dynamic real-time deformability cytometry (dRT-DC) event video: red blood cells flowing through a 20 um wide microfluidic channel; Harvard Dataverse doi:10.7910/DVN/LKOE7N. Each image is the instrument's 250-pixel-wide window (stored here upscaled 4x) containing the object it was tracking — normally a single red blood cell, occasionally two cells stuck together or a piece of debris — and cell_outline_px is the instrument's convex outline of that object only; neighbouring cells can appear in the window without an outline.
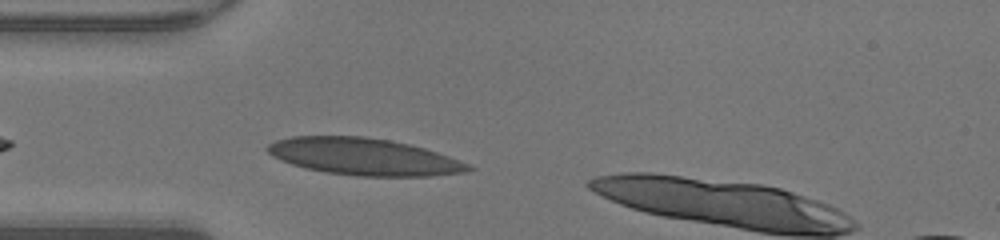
{"species": "human", "species_latin": "Homo sapiens", "temperature_condition": "warm", "stored_images_in_passage": 27, "camera_frame_rate_fps": 3000, "um_per_image_px": 0.085, "donor": {"sex": "male"}, "frame": {"image": 1, "passage_image": 2, "time_ms": 0.333, "image_size_px": [1000, 240], "cell_outline_px": [[476, 168], [468, 172], [432, 176], [356, 176], [324, 172], [304, 168], [280, 160], [272, 156], [264, 148], [268, 144], [276, 140], [292, 136], [364, 136], [388, 140], [408, 144], [424, 148], [460, 160]], "centroid_in_image_um": [30.92, 13.32], "position_along_channel_um": 54.1, "area_um2": 43.41}}
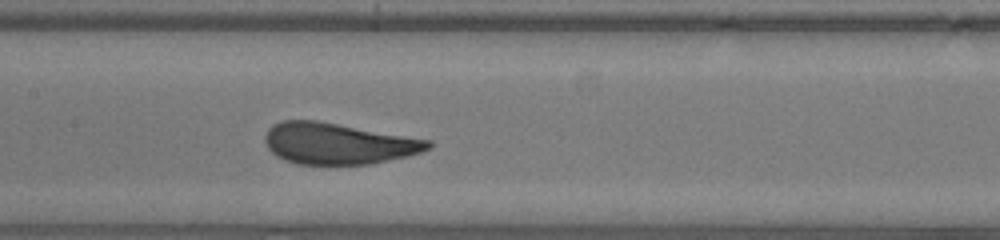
{"frame": {"image": 2, "passage_image": 11, "time_ms": 3.333, "image_size_px": [1000, 240], "cell_outline_px": [[432, 148], [408, 156], [372, 164], [296, 164], [284, 160], [276, 156], [268, 148], [264, 140], [264, 136], [268, 128], [272, 124], [284, 120], [316, 120], [432, 140]], "centroid_in_image_um": [28.73, 12.2], "position_along_channel_um": 178.7, "area_um2": 39.42}}
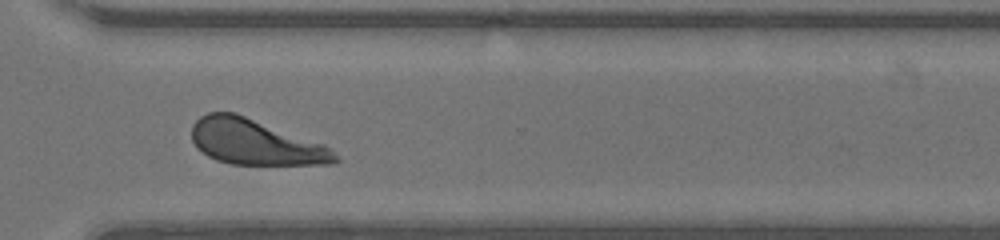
{"frame": {"image": 3, "passage_image": 23, "time_ms": 7.333, "image_size_px": [1000, 240], "cell_outline_px": [[340, 160], [336, 164], [232, 164], [216, 160], [208, 156], [196, 148], [192, 140], [192, 124], [200, 116], [208, 112], [236, 112], [324, 144], [340, 156]], "centroid_in_image_um": [21.7, 12.07], "position_along_channel_um": 348.9, "area_um2": 38.21}, "authors_computed_cell_mechanics": {"area_um2": 39.5352, "velocity_mm_per_s": 4.27, "shape_relaxation_time_tau1_ms": 4.5917, "shape_relaxation_time_tau2_ms": null, "deformation_change_tau1": 0.2175, "deformation_change_tau2": null}}